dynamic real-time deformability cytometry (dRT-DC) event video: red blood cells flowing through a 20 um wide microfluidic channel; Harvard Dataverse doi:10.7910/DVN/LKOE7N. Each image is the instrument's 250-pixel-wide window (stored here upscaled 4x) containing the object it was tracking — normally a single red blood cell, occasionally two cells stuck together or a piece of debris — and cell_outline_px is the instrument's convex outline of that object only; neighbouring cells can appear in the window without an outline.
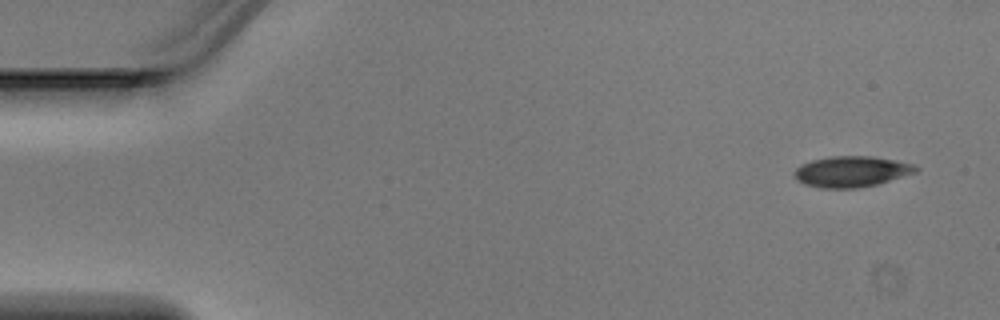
{"species": "Egyptian fruit bat (a non-hibernating species)", "species_latin": "Rousettus aegyptiacus", "temperature_condition": "warm", "stored_images_in_passage": 4, "camera_frame_rate_fps": 3000, "um_per_image_px": 0.085, "animal": {"sex": "male"}, "frame": {"image": 1, "passage_image": 1, "time_ms": 0.0, "image_size_px": [1000, 320], "cell_outline_px": [[920, 168], [916, 172], [876, 184], [860, 188], [820, 188], [804, 184], [796, 180], [792, 176], [792, 172], [800, 164], [812, 160], [828, 156], [872, 156], [896, 160], [916, 164]], "centroid_in_image_um": [72.34, 14.57], "position_along_channel_um": 12.7, "area_um2": 22.14}}
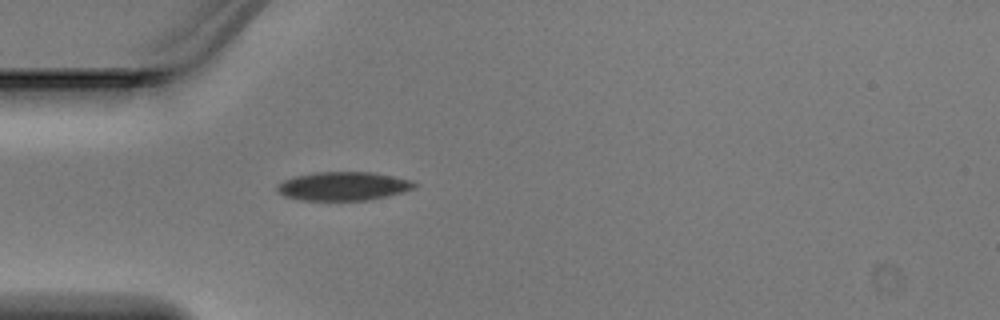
{"frame": {"image": 2, "passage_image": 4, "time_ms": 1.0, "image_size_px": [1000, 320], "cell_outline_px": [[420, 184], [416, 188], [404, 192], [388, 196], [368, 200], [300, 200], [284, 196], [276, 192], [276, 184], [284, 180], [296, 176], [316, 172], [372, 172], [412, 180]], "centroid_in_image_um": [29.2, 15.83], "position_along_channel_um": 55.8, "area_um2": 23.18}}